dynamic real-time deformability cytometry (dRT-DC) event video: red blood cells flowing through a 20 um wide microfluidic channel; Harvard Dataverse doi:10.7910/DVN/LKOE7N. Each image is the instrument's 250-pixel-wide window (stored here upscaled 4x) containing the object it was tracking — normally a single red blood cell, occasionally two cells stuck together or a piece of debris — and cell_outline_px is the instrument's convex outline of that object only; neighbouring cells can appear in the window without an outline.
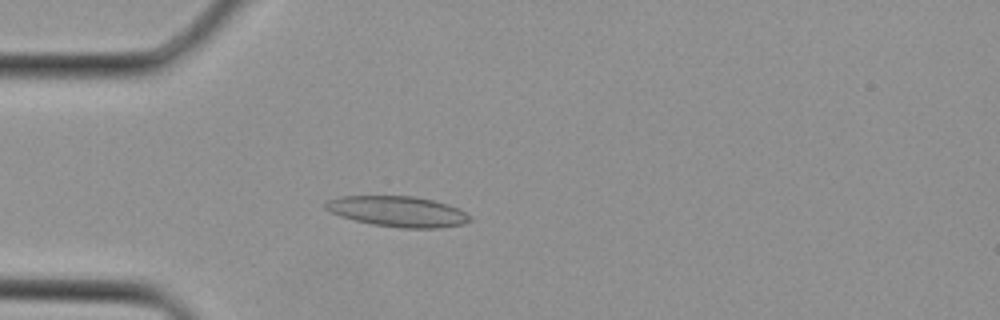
{"species": "Egyptian fruit bat (a non-hibernating species)", "species_latin": "Rousettus aegyptiacus", "temperature_condition": "cold", "stored_images_in_passage": 2, "camera_frame_rate_fps": 3000, "um_per_image_px": 0.085, "animal": {"sex": "female"}, "frame": {"image": 1, "passage_image": 2, "time_ms": 0.333, "image_size_px": [1000, 320], "cell_outline_px": [[472, 220], [464, 224], [440, 228], [400, 228], [372, 224], [340, 216], [324, 208], [324, 204], [328, 200], [340, 196], [416, 196], [448, 204], [460, 208], [472, 216]], "centroid_in_image_um": [33.87, 17.97], "position_along_channel_um": 51.1, "area_um2": 25.89}}